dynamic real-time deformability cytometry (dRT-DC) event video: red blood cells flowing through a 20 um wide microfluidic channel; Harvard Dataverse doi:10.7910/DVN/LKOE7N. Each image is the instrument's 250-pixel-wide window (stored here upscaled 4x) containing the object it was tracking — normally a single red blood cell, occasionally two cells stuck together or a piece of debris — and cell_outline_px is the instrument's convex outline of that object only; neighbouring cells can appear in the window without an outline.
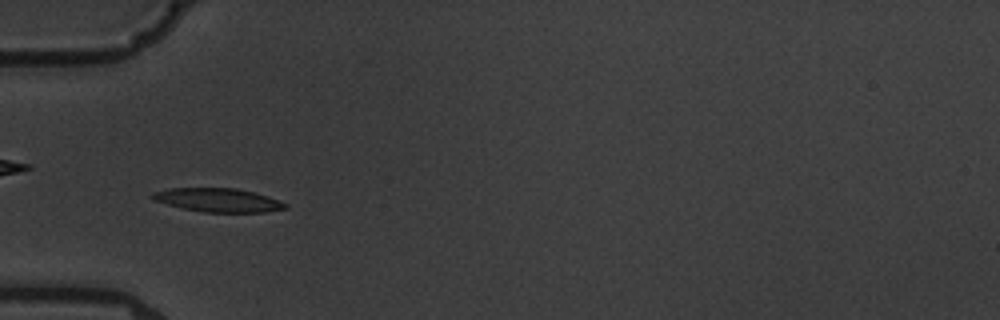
{"species": "common noctule bat (a hibernating species)", "species_latin": "Nyctalus noctula", "temperature_condition": "warm", "stored_images_in_passage": 5, "camera_frame_rate_fps": 3000, "um_per_image_px": 0.085, "animal": {"sex": "male", "body_mass_g": 19.5, "forearm_length_mm": 54.6}, "frame": {"image": 1, "passage_image": 4, "time_ms": 4.333, "image_size_px": [1000, 320], "cell_outline_px": [[288, 208], [264, 212], [204, 212], [184, 208], [168, 204], [156, 200], [148, 196], [152, 192], [168, 188], [236, 188], [268, 196], [288, 204]], "centroid_in_image_um": [18.54, 17.0], "position_along_channel_um": 66.5, "area_um2": 18.21}}
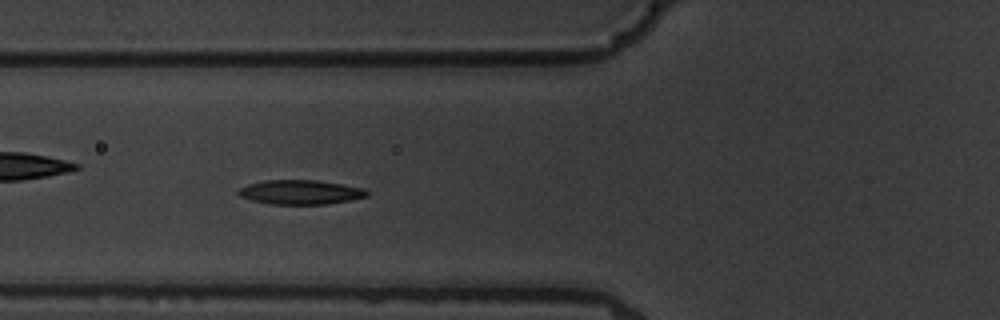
{"frame": {"image": 2, "passage_image": 5, "time_ms": 5.333, "image_size_px": [1000, 320], "cell_outline_px": [[368, 196], [352, 200], [328, 204], [268, 204], [252, 200], [240, 196], [236, 192], [240, 188], [248, 184], [264, 180], [316, 180], [364, 188], [368, 192]], "centroid_in_image_um": [25.53, 16.34], "position_along_channel_um": 100.3, "area_um2": 18.26}}